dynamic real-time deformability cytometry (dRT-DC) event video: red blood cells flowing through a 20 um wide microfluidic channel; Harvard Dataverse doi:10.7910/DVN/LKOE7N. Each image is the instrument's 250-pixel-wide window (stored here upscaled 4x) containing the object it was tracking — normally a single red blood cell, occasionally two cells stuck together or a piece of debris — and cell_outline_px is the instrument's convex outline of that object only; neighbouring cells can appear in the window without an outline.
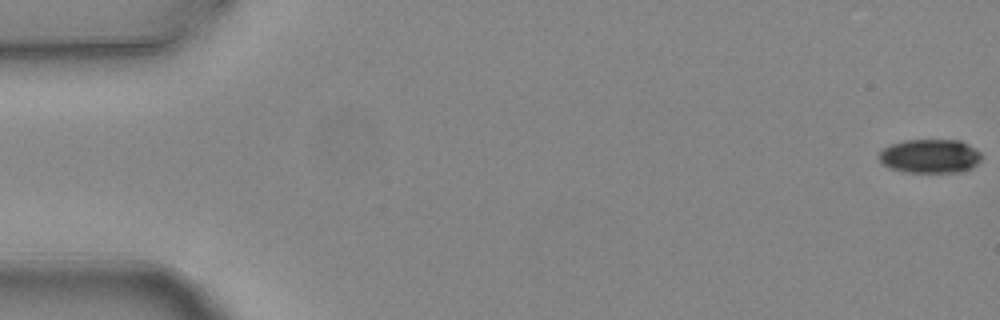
{"species": "common noctule bat (a hibernating species)", "species_latin": "Nyctalus noctula", "temperature_condition": "warm", "stored_images_in_passage": 6, "camera_frame_rate_fps": 3000, "um_per_image_px": 0.085, "animal": {"sex": "female", "body_mass_g": 24.6, "forearm_length_mm": 56.2}, "frame": {"image": 1, "passage_image": 1, "time_ms": 0.0, "image_size_px": [1000, 320], "cell_outline_px": [[980, 160], [972, 168], [964, 172], [904, 172], [888, 168], [880, 160], [880, 152], [884, 148], [892, 144], [904, 140], [960, 140], [968, 144], [980, 152]], "centroid_in_image_um": [79.06, 13.28], "position_along_channel_um": 5.9, "area_um2": 20.23}}
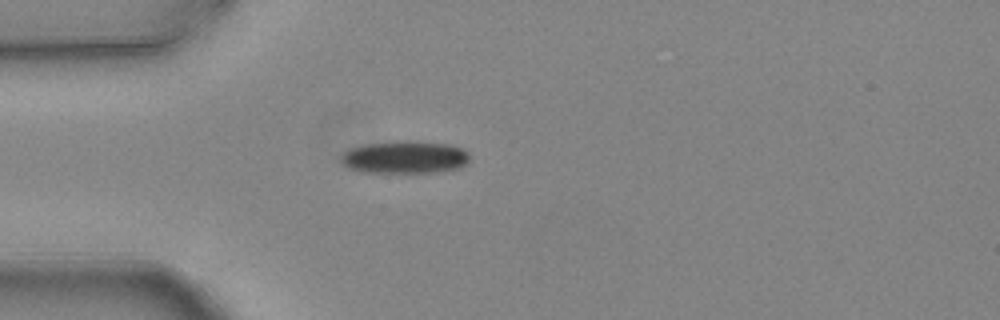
{"frame": {"image": 2, "passage_image": 5, "time_ms": 1.333, "image_size_px": [1000, 320], "cell_outline_px": [[468, 160], [460, 168], [432, 172], [368, 172], [352, 168], [344, 164], [340, 160], [340, 156], [348, 148], [364, 144], [408, 140], [448, 144], [464, 148], [468, 152]], "centroid_in_image_um": [34.41, 13.34], "position_along_channel_um": 50.6, "area_um2": 24.28}}